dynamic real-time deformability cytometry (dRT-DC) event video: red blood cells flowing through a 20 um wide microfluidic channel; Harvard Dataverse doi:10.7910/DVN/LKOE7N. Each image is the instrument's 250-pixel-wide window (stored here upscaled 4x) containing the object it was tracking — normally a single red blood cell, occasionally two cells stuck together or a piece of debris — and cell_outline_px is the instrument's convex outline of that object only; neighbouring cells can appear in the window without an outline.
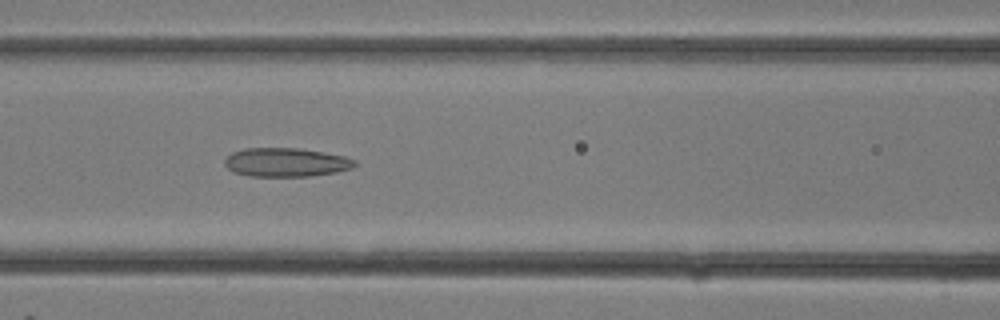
{"species": "common noctule bat (a hibernating species)", "species_latin": "Nyctalus noctula", "temperature_condition": "room temperature", "stored_images_in_passage": 17, "camera_frame_rate_fps": 3000, "um_per_image_px": 0.085, "animal": {"sex": "female"}, "frame": {"image": 1, "passage_image": 12, "time_ms": 3.667, "image_size_px": [1000, 320], "cell_outline_px": [[356, 164], [352, 168], [336, 172], [312, 176], [248, 176], [236, 172], [228, 168], [224, 164], [224, 160], [232, 152], [244, 148], [300, 148], [324, 152], [344, 156], [356, 160]], "centroid_in_image_um": [24.32, 13.79], "position_along_channel_um": 142.3, "area_um2": 21.85}}
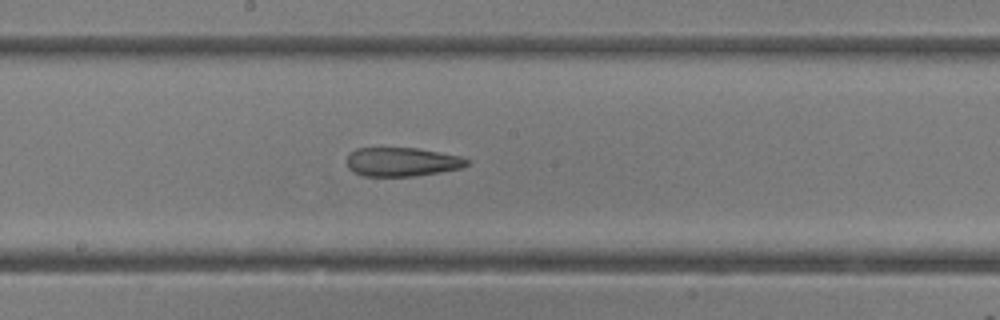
{"frame": {"image": 2, "passage_image": 15, "time_ms": 4.667, "image_size_px": [1000, 320], "cell_outline_px": [[468, 164], [464, 168], [416, 176], [364, 176], [348, 168], [348, 152], [356, 148], [416, 148], [460, 156], [468, 160]], "centroid_in_image_um": [34.17, 13.76], "position_along_channel_um": 214.0, "area_um2": 20.17}}
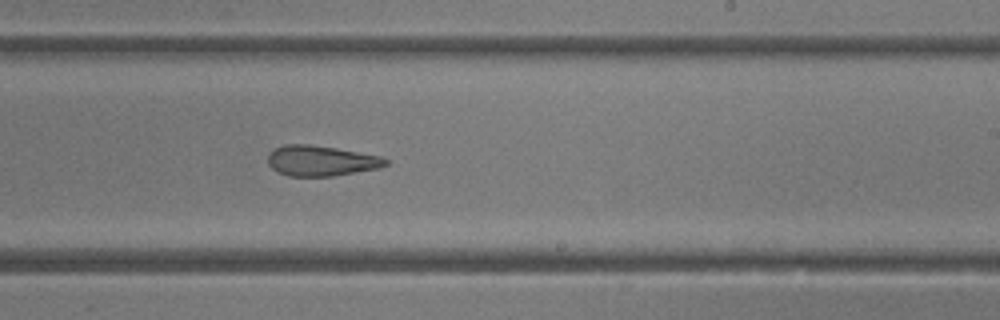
{"frame": {"image": 3, "passage_image": 17, "time_ms": 5.333, "image_size_px": [1000, 320], "cell_outline_px": [[388, 164], [380, 168], [332, 176], [288, 176], [276, 172], [268, 164], [268, 156], [276, 148], [284, 144], [308, 144], [336, 148], [380, 156], [388, 160]], "centroid_in_image_um": [27.28, 13.67], "position_along_channel_um": 261.7, "area_um2": 20.81}}